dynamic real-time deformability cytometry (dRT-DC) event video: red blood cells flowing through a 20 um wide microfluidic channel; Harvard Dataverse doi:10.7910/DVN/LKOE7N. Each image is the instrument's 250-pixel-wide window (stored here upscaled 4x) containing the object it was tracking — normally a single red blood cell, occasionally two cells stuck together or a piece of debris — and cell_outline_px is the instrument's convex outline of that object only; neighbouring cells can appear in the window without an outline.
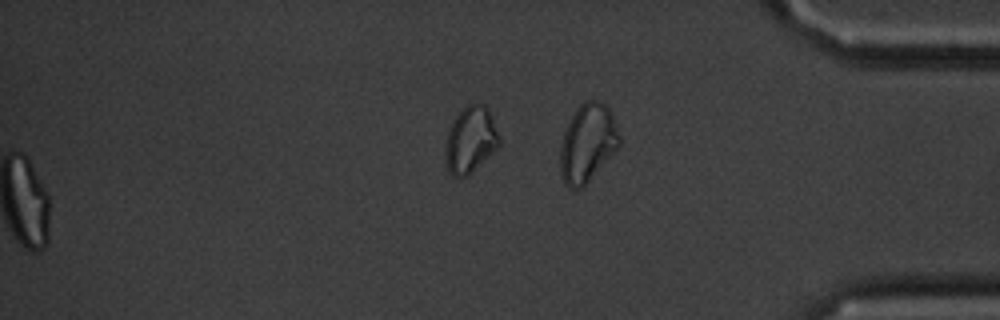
{"species": "common noctule bat (a hibernating species)", "species_latin": "Nyctalus noctula", "temperature_condition": "cold", "stored_images_in_passage": 59, "segment_of_instrument_passage": [2, 2], "camera_frame_rate_fps": 3000, "um_per_image_px": 0.085, "animal": {"sex": "male", "body_mass_g": 20.1, "forearm_length_mm": 53.5}, "frame": {"image": 1, "passage_image": 59, "time_ms": 19.333, "image_size_px": [1000, 320], "cell_outline_px": [[500, 144], [472, 172], [464, 176], [452, 176], [448, 172], [444, 164], [444, 152], [448, 132], [456, 116], [468, 104], [484, 104], [488, 108], [492, 116], [500, 136]], "centroid_in_image_um": [39.98, 11.9], "position_along_channel_um": 395.2, "area_um2": 20.75}}